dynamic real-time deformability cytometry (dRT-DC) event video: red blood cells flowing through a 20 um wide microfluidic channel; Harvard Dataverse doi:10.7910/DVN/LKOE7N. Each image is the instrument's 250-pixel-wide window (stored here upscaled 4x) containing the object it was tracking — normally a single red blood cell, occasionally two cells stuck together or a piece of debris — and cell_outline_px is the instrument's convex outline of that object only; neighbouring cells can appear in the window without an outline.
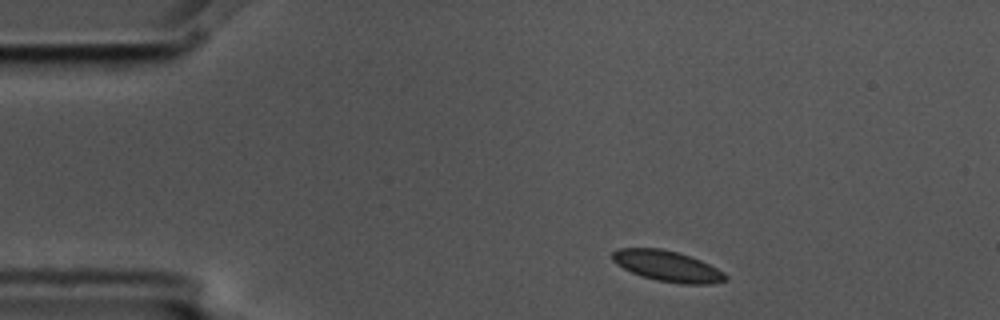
{"species": "common noctule bat (a hibernating species)", "species_latin": "Nyctalus noctula", "temperature_condition": "cold", "stored_images_in_passage": 3, "camera_frame_rate_fps": 3000, "um_per_image_px": 0.085, "animal": {"sex": "male", "body_mass_g": 17.5, "forearm_length_mm": 52.3}, "frame": {"image": 1, "passage_image": 1, "time_ms": 0.0, "image_size_px": [1000, 320], "cell_outline_px": [[728, 280], [712, 284], [680, 284], [656, 280], [640, 276], [616, 264], [612, 260], [612, 252], [616, 248], [660, 248], [676, 252], [700, 260], [724, 272], [728, 276]], "centroid_in_image_um": [56.72, 22.63], "position_along_channel_um": 28.3, "area_um2": 20.29}}
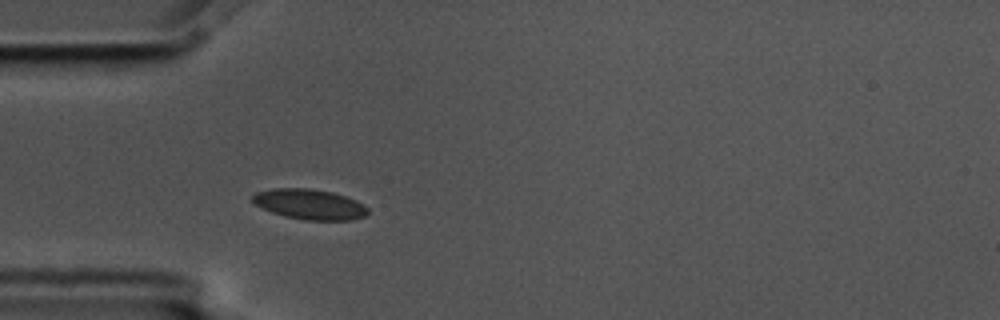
{"frame": {"image": 2, "passage_image": 3, "time_ms": 0.667, "image_size_px": [1000, 320], "cell_outline_px": [[368, 212], [364, 216], [352, 220], [304, 220], [284, 216], [272, 212], [256, 204], [252, 200], [252, 196], [256, 192], [272, 188], [308, 188], [332, 192], [356, 200], [364, 204], [368, 208]], "centroid_in_image_um": [26.33, 17.36], "position_along_channel_um": 58.7, "area_um2": 20.29}}